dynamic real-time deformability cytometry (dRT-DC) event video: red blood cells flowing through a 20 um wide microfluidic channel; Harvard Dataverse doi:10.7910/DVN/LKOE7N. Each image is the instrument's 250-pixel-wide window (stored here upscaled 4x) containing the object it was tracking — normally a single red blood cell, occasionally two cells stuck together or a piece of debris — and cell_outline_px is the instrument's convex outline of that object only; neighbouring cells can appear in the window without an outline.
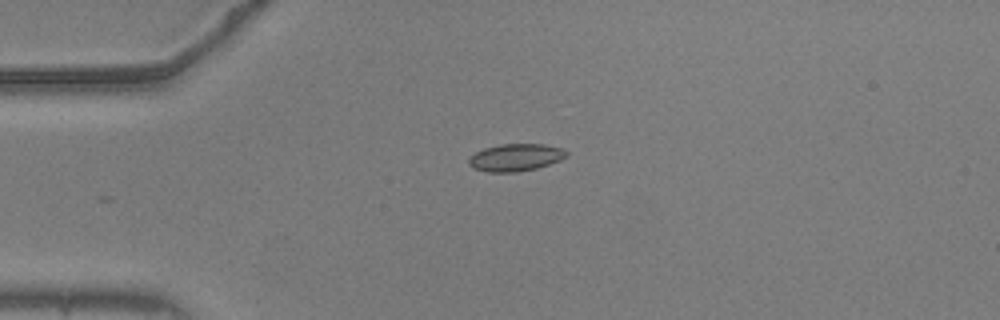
{"species": "common noctule bat (a hibernating species)", "species_latin": "Nyctalus noctula", "temperature_condition": "warm", "stored_images_in_passage": 43, "camera_frame_rate_fps": 3000, "um_per_image_px": 0.085, "animal": {"sex": "male", "body_mass_g": 20.5, "forearm_length_mm": 52.5}, "frame": {"image": 1, "passage_image": 1, "time_ms": 0.0, "image_size_px": [1000, 320], "cell_outline_px": [[568, 156], [560, 160], [536, 168], [516, 172], [488, 172], [472, 168], [468, 164], [468, 160], [476, 152], [484, 148], [500, 144], [544, 144], [564, 148], [568, 152]], "centroid_in_image_um": [43.84, 13.38], "position_along_channel_um": 41.2, "area_um2": 15.61}}
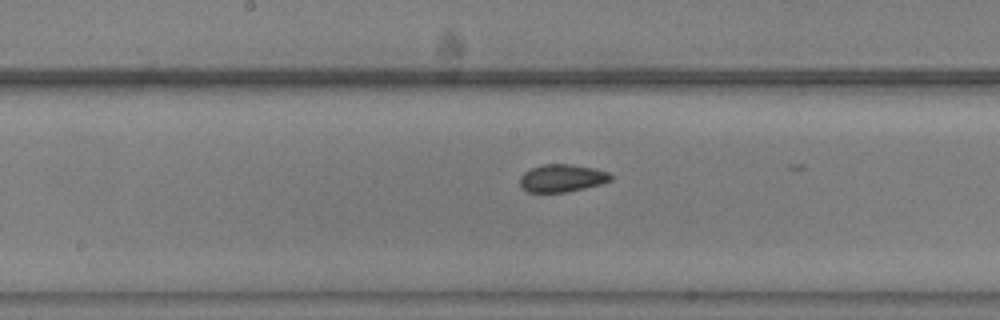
{"frame": {"image": 2, "passage_image": 16, "time_ms": 5.0, "image_size_px": [1000, 320], "cell_outline_px": [[612, 180], [600, 184], [568, 192], [528, 192], [520, 188], [520, 176], [524, 172], [532, 168], [544, 164], [572, 164], [596, 168], [608, 172], [612, 176]], "centroid_in_image_um": [47.77, 15.14], "position_along_channel_um": 200.4, "area_um2": 14.74}}
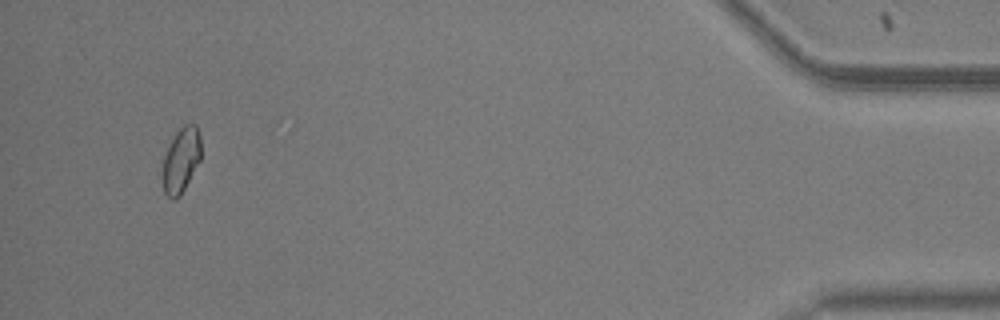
{"frame": {"image": 3, "passage_image": 40, "time_ms": 13.0, "image_size_px": [1000, 320], "cell_outline_px": [[200, 160], [180, 196], [172, 200], [164, 192], [164, 156], [176, 132], [184, 124], [196, 124], [200, 136]], "centroid_in_image_um": [15.41, 13.59], "position_along_channel_um": 419.8, "area_um2": 14.1}, "authors_computed_cell_mechanics": {"area_um2": 14.6812, "velocity_mm_per_s": 3.6757, "shape_relaxation_time_tau1_ms": null, "shape_relaxation_time_tau2_ms": 2.2399, "deformation_change_tau1": null, "deformation_change_tau2": 0.0578}}